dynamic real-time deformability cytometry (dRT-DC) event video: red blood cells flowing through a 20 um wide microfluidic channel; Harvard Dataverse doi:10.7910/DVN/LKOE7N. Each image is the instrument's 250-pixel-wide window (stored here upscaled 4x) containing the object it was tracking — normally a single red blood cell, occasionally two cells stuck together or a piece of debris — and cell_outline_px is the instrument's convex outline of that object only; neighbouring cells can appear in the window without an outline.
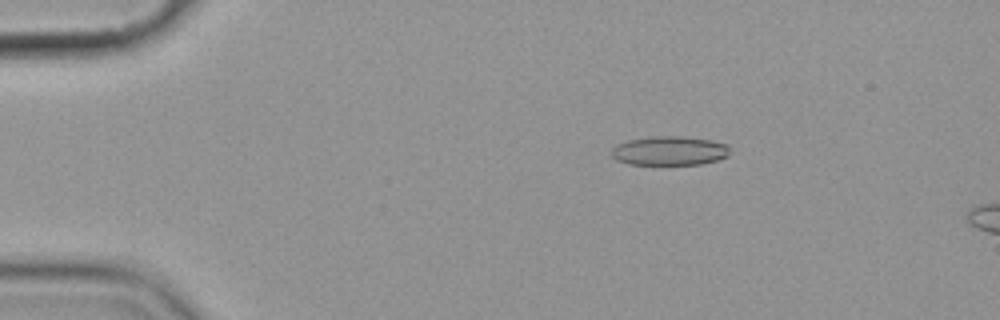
{"species": "common noctule bat (a hibernating species)", "species_latin": "Nyctalus noctula", "temperature_condition": "cold", "stored_images_in_passage": 4, "camera_frame_rate_fps": 3000, "um_per_image_px": 0.085, "animal": {"sex": "female", "body_mass_g": 19.9}, "frame": {"image": 1, "passage_image": 2, "time_ms": 1.333, "image_size_px": [1000, 320], "cell_outline_px": [[728, 156], [716, 160], [700, 164], [628, 164], [616, 160], [612, 156], [612, 148], [616, 144], [628, 140], [652, 136], [684, 136], [712, 140], [728, 144]], "centroid_in_image_um": [56.89, 12.8], "position_along_channel_um": 28.1, "area_um2": 20.11}}